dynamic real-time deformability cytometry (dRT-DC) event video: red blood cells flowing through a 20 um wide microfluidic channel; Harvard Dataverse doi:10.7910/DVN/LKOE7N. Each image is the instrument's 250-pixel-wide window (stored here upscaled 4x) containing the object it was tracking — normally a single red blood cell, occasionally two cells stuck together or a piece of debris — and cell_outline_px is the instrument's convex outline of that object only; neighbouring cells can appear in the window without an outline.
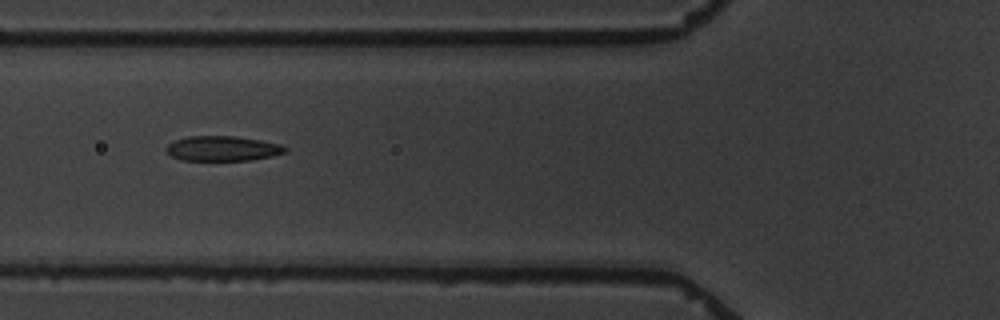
{"species": "common noctule bat (a hibernating species)", "species_latin": "Nyctalus noctula", "temperature_condition": "warm", "stored_images_in_passage": 8, "camera_frame_rate_fps": 3000, "um_per_image_px": 0.085, "animal": {"sex": "male", "body_mass_g": 19.5, "forearm_length_mm": 54.6}, "frame": {"image": 1, "passage_image": 5, "time_ms": 5.667, "image_size_px": [1000, 320], "cell_outline_px": [[288, 152], [272, 156], [252, 160], [180, 160], [172, 156], [164, 148], [168, 144], [176, 140], [188, 136], [236, 136], [260, 140], [280, 144], [288, 148]], "centroid_in_image_um": [18.95, 12.62], "position_along_channel_um": 106.9, "area_um2": 17.34}}
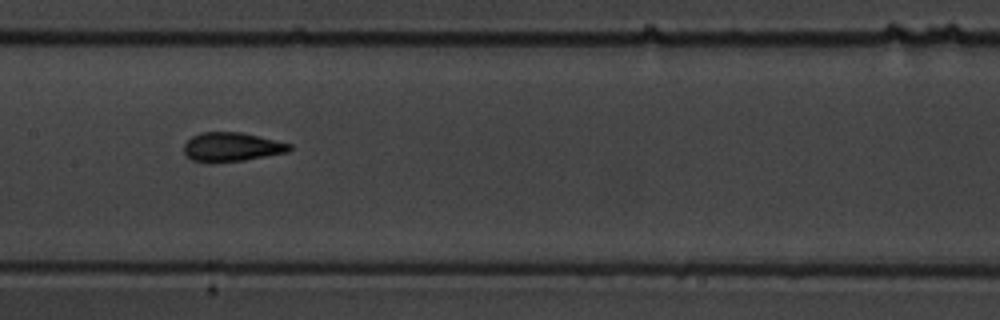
{"frame": {"image": 2, "passage_image": 7, "time_ms": 8.0, "image_size_px": [1000, 320], "cell_outline_px": [[292, 148], [288, 152], [244, 160], [208, 164], [204, 164], [192, 160], [184, 152], [184, 144], [192, 136], [200, 132], [240, 132], [292, 144]], "centroid_in_image_um": [19.65, 12.51], "position_along_channel_um": 187.7, "area_um2": 18.03}}
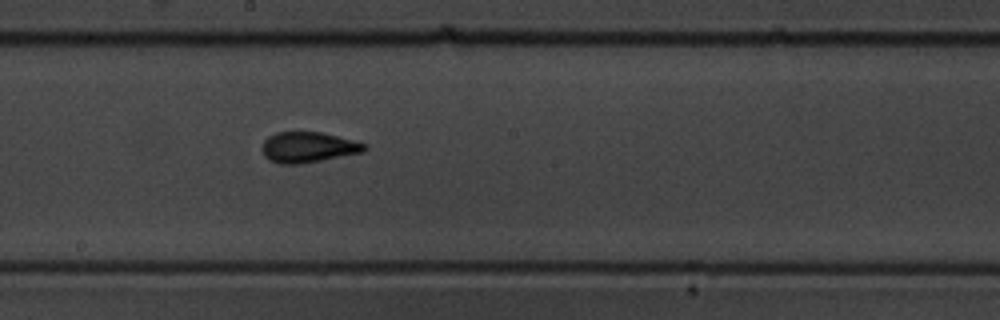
{"frame": {"image": 3, "passage_image": 8, "time_ms": 9.0, "image_size_px": [1000, 320], "cell_outline_px": [[368, 148], [364, 152], [320, 160], [296, 164], [280, 164], [268, 160], [264, 156], [264, 140], [268, 136], [276, 132], [320, 132], [368, 144]], "centroid_in_image_um": [26.21, 12.51], "position_along_channel_um": 222.0, "area_um2": 18.03}}